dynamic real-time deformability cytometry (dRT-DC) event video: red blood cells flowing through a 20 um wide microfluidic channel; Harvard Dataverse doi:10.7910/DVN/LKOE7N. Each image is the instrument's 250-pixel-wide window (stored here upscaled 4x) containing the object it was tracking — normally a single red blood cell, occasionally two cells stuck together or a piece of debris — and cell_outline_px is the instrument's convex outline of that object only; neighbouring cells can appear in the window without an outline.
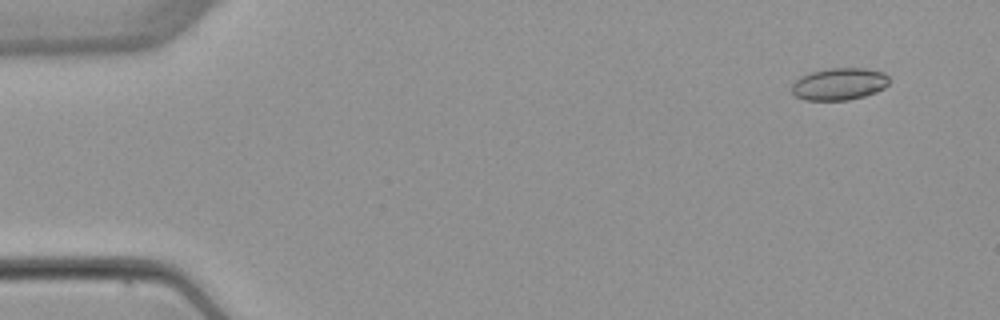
{"species": "common noctule bat (a hibernating species)", "species_latin": "Nyctalus noctula", "temperature_condition": "warm", "stored_images_in_passage": 3, "camera_frame_rate_fps": 3000, "um_per_image_px": 0.085, "animal": {"sex": "female", "body_mass_g": 22.7, "forearm_length_mm": 54.2}, "frame": {"image": 1, "passage_image": 1, "time_ms": 0.0, "image_size_px": [1000, 320], "cell_outline_px": [[888, 84], [884, 88], [876, 92], [864, 96], [848, 100], [804, 100], [796, 96], [792, 92], [792, 84], [800, 76], [812, 72], [828, 68], [864, 68], [884, 72], [888, 76]], "centroid_in_image_um": [71.33, 7.14], "position_along_channel_um": 13.7, "area_um2": 18.26}}